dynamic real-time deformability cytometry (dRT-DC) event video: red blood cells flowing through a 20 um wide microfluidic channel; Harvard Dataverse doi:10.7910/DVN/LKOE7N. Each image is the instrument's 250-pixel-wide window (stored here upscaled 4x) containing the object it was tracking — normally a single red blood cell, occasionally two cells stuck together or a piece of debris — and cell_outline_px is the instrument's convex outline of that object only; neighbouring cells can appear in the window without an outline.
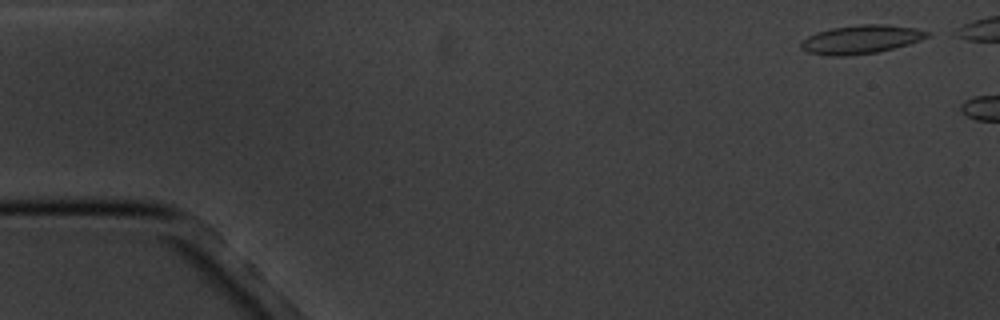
{"species": "common noctule bat (a hibernating species)", "species_latin": "Nyctalus noctula", "temperature_condition": "cold", "stored_images_in_passage": 3, "camera_frame_rate_fps": 3000, "um_per_image_px": 0.085, "animal": {"sex": "male", "body_mass_g": 20.1, "forearm_length_mm": 53.5}, "frame": {"image": 1, "passage_image": 1, "time_ms": 0.0, "image_size_px": [1000, 320], "cell_outline_px": [[928, 36], [920, 40], [908, 44], [876, 52], [844, 56], [828, 56], [808, 52], [800, 48], [800, 40], [816, 32], [832, 28], [860, 24], [884, 24], [916, 28], [928, 32]], "centroid_in_image_um": [73.12, 3.35], "position_along_channel_um": 11.9, "area_um2": 20.92}}